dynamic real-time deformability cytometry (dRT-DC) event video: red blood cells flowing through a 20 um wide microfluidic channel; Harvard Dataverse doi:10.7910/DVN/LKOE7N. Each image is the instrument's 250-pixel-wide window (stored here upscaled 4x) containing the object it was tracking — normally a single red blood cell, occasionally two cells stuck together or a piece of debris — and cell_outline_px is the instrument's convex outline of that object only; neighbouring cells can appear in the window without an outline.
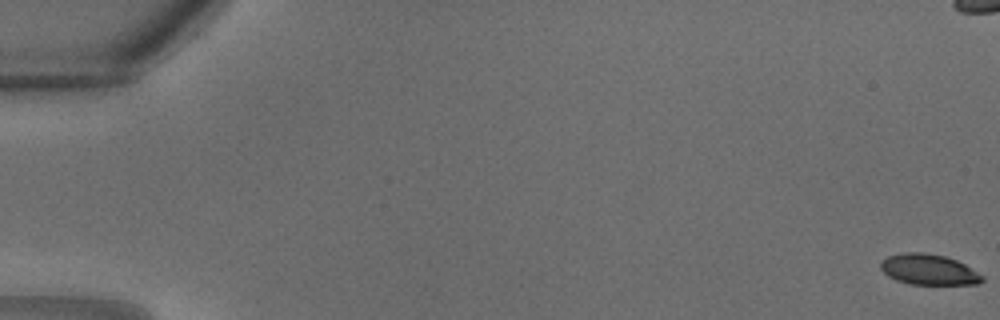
{"species": "common noctule bat (a hibernating species)", "species_latin": "Nyctalus noctula", "temperature_condition": "warm", "stored_images_in_passage": 31, "camera_frame_rate_fps": 3000, "um_per_image_px": 0.085, "animal": {"sex": "male", "body_mass_g": 18.8}, "frame": {"image": 1, "passage_image": 1, "time_ms": 0.0, "image_size_px": [1000, 320], "cell_outline_px": [[984, 280], [980, 284], [908, 284], [896, 280], [888, 276], [880, 268], [880, 260], [888, 256], [904, 252], [924, 252], [944, 256], [956, 260], [964, 264], [984, 276]], "centroid_in_image_um": [78.92, 22.91], "position_along_channel_um": 6.1, "area_um2": 18.21}}
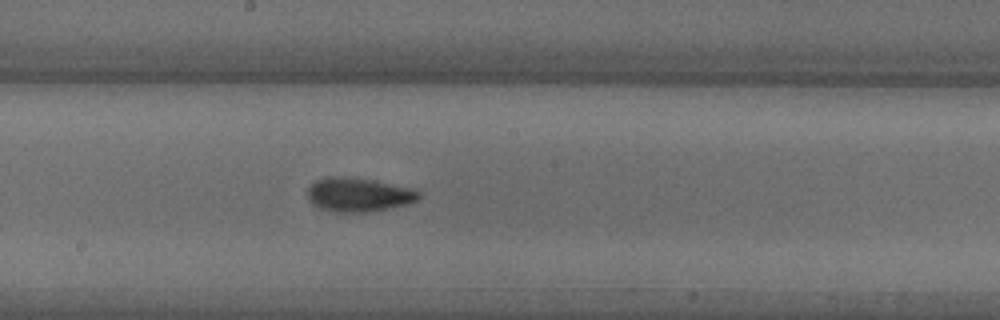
{"frame": {"image": 2, "passage_image": 19, "time_ms": 6.0, "image_size_px": [1000, 320], "cell_outline_px": [[420, 200], [408, 204], [368, 212], [336, 212], [320, 208], [312, 204], [308, 200], [308, 188], [316, 180], [328, 176], [344, 176], [372, 180], [416, 188], [420, 192]], "centroid_in_image_um": [30.51, 16.54], "position_along_channel_um": 217.7, "area_um2": 22.25}}
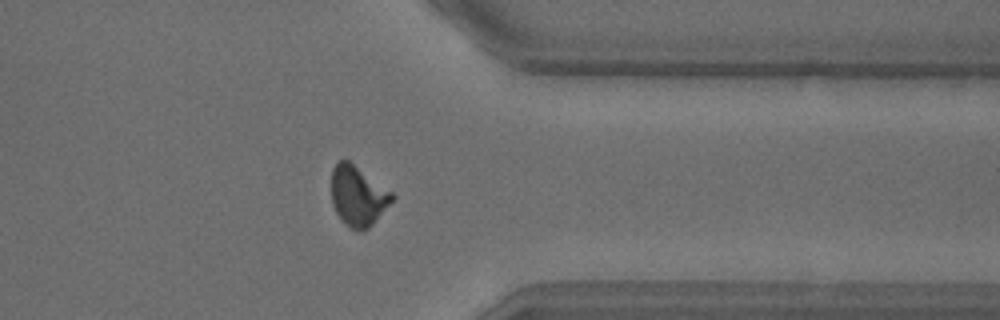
{"frame": {"image": 3, "passage_image": 27, "time_ms": 8.667, "image_size_px": [1000, 320], "cell_outline_px": [[396, 196], [372, 224], [368, 228], [356, 232], [340, 220], [332, 204], [332, 168], [340, 160], [348, 160], [392, 192]], "centroid_in_image_um": [30.41, 16.67], "position_along_channel_um": 381.0, "area_um2": 20.98}}